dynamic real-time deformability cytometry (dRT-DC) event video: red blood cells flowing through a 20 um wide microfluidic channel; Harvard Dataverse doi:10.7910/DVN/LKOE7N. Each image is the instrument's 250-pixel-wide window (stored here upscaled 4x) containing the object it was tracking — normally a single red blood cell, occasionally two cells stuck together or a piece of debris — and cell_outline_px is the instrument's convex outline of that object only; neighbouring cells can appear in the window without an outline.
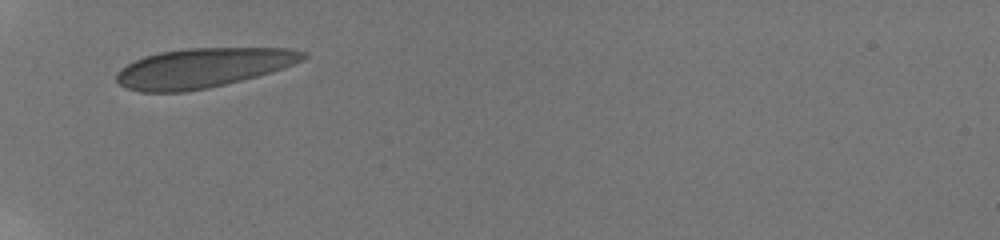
{"species": "human", "species_latin": "Homo sapiens", "temperature_condition": "room temperature", "stored_images_in_passage": 31, "camera_frame_rate_fps": 3000, "um_per_image_px": 0.085, "donor": {"sex": "male"}, "frame": {"image": 1, "passage_image": 1, "time_ms": 0.0, "image_size_px": [1000, 240], "cell_outline_px": [[308, 56], [304, 60], [284, 68], [272, 72], [208, 88], [184, 92], [140, 92], [128, 88], [120, 84], [116, 80], [116, 72], [120, 68], [144, 56], [160, 52], [188, 48], [288, 48], [308, 52]], "centroid_in_image_um": [17.27, 5.76], "position_along_channel_um": 67.7, "area_um2": 42.95}}
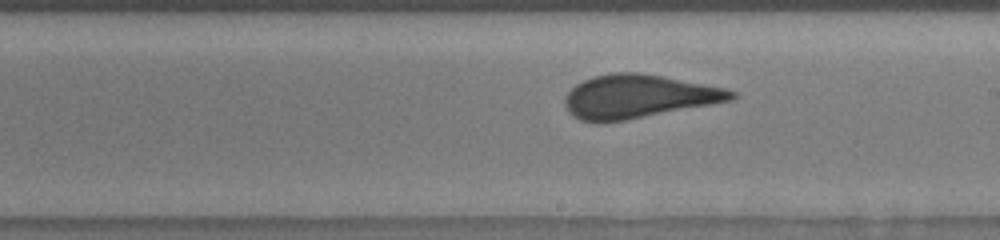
{"frame": {"image": 2, "passage_image": 10, "time_ms": 4.667, "image_size_px": [1000, 240], "cell_outline_px": [[736, 96], [732, 100], [712, 104], [624, 120], [600, 124], [580, 120], [572, 116], [568, 112], [564, 104], [564, 96], [576, 84], [592, 76], [612, 72], [640, 72], [724, 88], [736, 92]], "centroid_in_image_um": [54.18, 8.21], "position_along_channel_um": 234.8, "area_um2": 42.14}}
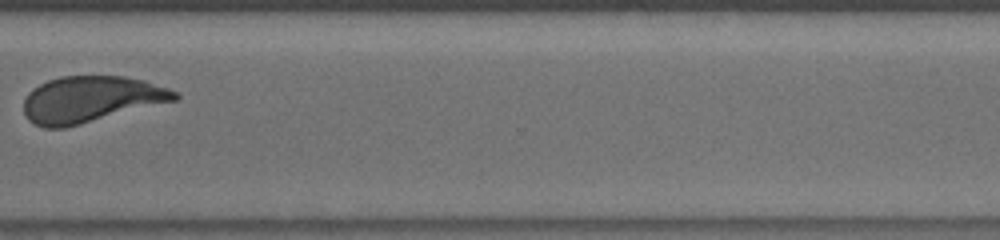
{"frame": {"image": 3, "passage_image": 24, "time_ms": 8.0, "image_size_px": [1000, 240], "cell_outline_px": [[180, 96], [176, 100], [64, 128], [44, 128], [28, 120], [24, 112], [24, 100], [28, 92], [32, 88], [48, 80], [60, 76], [124, 76], [144, 80], [168, 88], [176, 92]], "centroid_in_image_um": [7.69, 8.43], "position_along_channel_um": 362.9, "area_um2": 40.52}, "authors_computed_cell_mechanics": {"area_um2": 41.8472, "velocity_mm_per_s": 3.833, "shape_relaxation_time_tau1_ms": 8.6168, "shape_relaxation_time_tau2_ms": null, "deformation_change_tau1": 0.1732, "deformation_change_tau2": null}}